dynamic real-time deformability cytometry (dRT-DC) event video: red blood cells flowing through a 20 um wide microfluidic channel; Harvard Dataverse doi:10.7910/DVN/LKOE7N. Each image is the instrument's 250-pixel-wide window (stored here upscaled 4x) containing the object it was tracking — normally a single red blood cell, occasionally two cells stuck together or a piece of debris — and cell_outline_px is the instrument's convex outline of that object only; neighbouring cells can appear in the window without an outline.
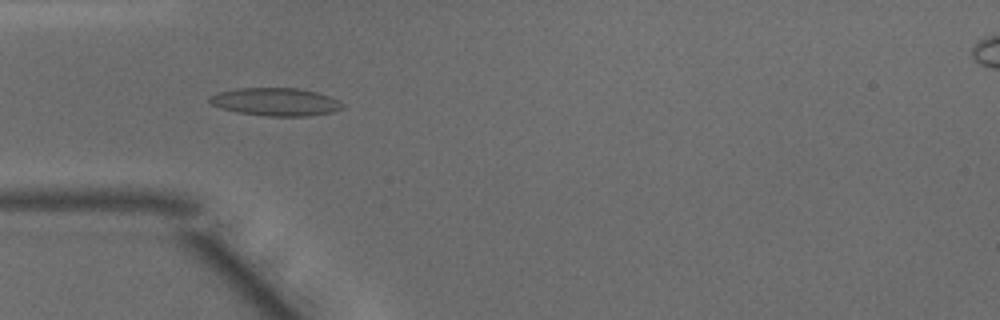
{"species": "common noctule bat (a hibernating species)", "species_latin": "Nyctalus noctula", "temperature_condition": "warm", "stored_images_in_passage": 48, "camera_frame_rate_fps": 3000, "um_per_image_px": 0.085, "animal": {"sex": "male", "body_mass_g": 15.6}, "frame": {"image": 1, "passage_image": 14, "time_ms": 4.333, "image_size_px": [1000, 320], "cell_outline_px": [[344, 108], [332, 112], [308, 116], [264, 116], [236, 112], [212, 104], [208, 100], [208, 96], [220, 92], [236, 88], [296, 88], [316, 92], [340, 100], [344, 104]], "centroid_in_image_um": [23.45, 8.66], "position_along_channel_um": 61.5, "area_um2": 21.62}}
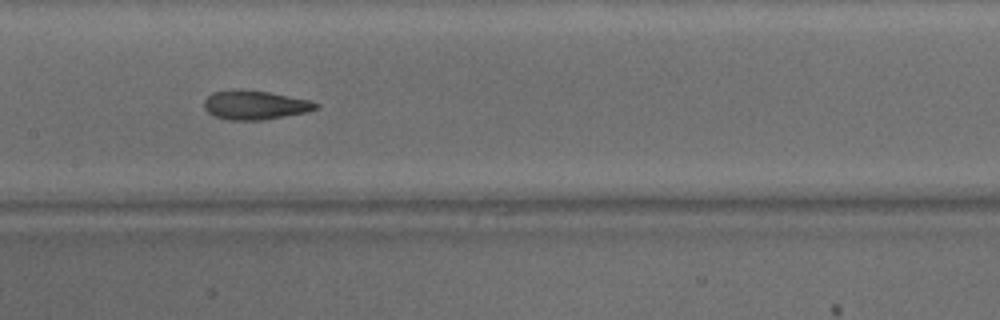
{"frame": {"image": 2, "passage_image": 23, "time_ms": 7.333, "image_size_px": [1000, 320], "cell_outline_px": [[320, 104], [316, 108], [304, 112], [284, 116], [260, 120], [228, 120], [212, 116], [204, 108], [204, 100], [212, 92], [232, 88], [236, 88], [268, 92], [312, 100]], "centroid_in_image_um": [21.61, 8.91], "position_along_channel_um": 185.8, "area_um2": 19.07}}
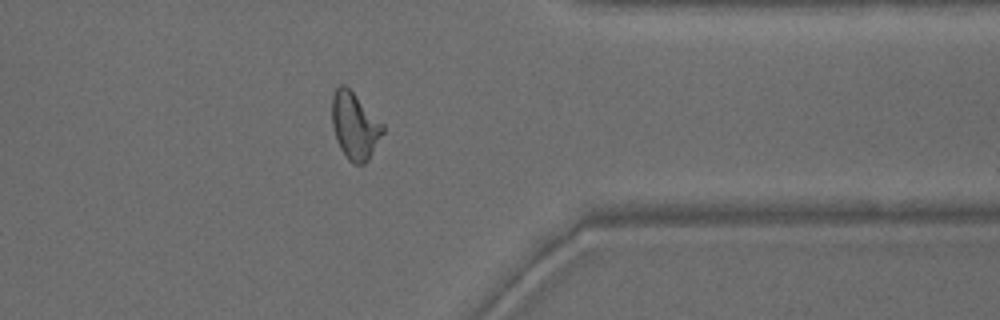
{"frame": {"image": 3, "passage_image": 38, "time_ms": 12.333, "image_size_px": [1000, 320], "cell_outline_px": [[384, 132], [368, 160], [364, 164], [352, 164], [348, 160], [340, 148], [336, 140], [332, 128], [332, 96], [336, 88], [340, 84], [344, 84], [384, 124]], "centroid_in_image_um": [30.14, 10.72], "position_along_channel_um": 381.3, "area_um2": 19.77}, "authors_computed_cell_mechanics": {"area_um2": 19.6809, "velocity_mm_per_s": 4.1459, "shape_relaxation_time_tau1_ms": 5.6707, "shape_relaxation_time_tau2_ms": 1.3862, "deformation_change_tau1": 0.1926, "deformation_change_tau2": 0.0928}}